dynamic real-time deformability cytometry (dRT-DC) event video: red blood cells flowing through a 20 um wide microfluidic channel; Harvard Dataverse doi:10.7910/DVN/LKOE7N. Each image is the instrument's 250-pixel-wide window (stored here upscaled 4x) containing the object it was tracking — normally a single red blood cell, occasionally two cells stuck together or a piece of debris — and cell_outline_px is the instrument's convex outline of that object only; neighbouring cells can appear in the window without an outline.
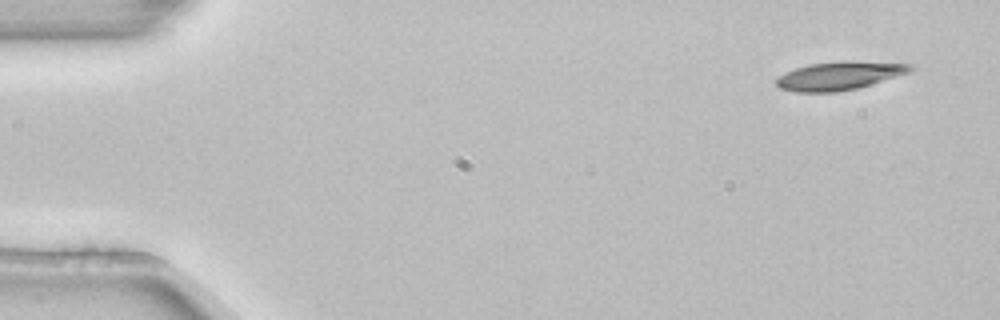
{"species": "common noctule bat (a hibernating species)", "species_latin": "Nyctalus noctula", "temperature_condition": "room temperature", "stored_images_in_passage": 4, "camera_frame_rate_fps": 3000, "um_per_image_px": 0.085, "animal": {"sex": "female", "body_mass_g": 22.7, "forearm_length_mm": 54.2}, "frame": {"image": 1, "passage_image": 1, "time_ms": 0.0, "image_size_px": [1000, 320], "cell_outline_px": [[916, 68], [908, 72], [872, 84], [856, 88], [836, 92], [796, 92], [780, 88], [776, 84], [776, 80], [784, 72], [808, 64], [848, 60], [912, 64]], "centroid_in_image_um": [71.34, 6.43], "position_along_channel_um": 13.7, "area_um2": 22.08}}
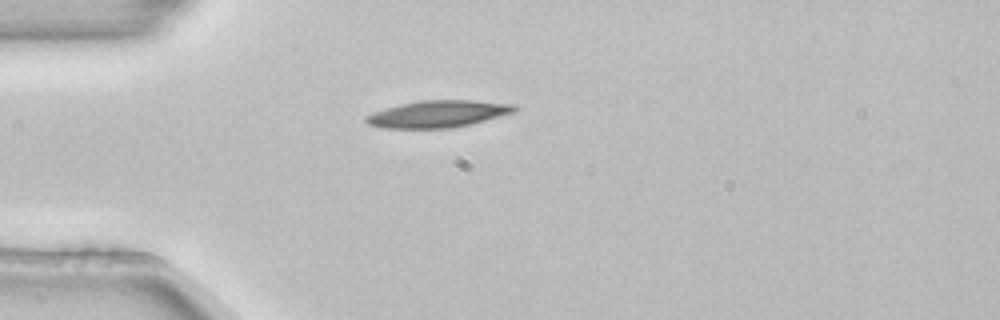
{"frame": {"image": 2, "passage_image": 3, "time_ms": 0.667, "image_size_px": [1000, 320], "cell_outline_px": [[520, 108], [516, 112], [452, 128], [384, 128], [368, 124], [364, 120], [364, 116], [400, 104], [424, 100], [476, 100], [516, 104]], "centroid_in_image_um": [37.29, 9.68], "position_along_channel_um": 47.7, "area_um2": 23.24}}